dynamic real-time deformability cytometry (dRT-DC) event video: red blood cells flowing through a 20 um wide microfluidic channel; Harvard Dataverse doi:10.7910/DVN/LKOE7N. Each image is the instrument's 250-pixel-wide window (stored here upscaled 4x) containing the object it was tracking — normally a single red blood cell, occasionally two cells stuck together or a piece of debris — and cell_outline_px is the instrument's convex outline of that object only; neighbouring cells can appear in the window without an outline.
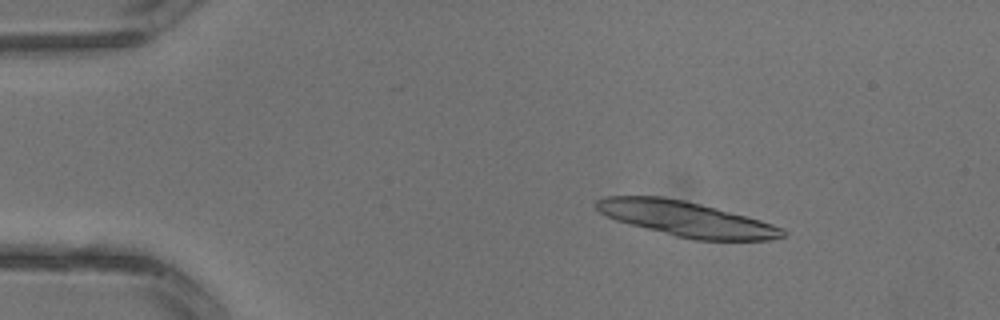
{"species": "common noctule bat (a hibernating species)", "species_latin": "Nyctalus noctula", "temperature_condition": "warm", "stored_images_in_passage": 3, "camera_frame_rate_fps": 3000, "um_per_image_px": 0.085, "animal": {"sex": "male", "body_mass_g": 13.3}, "frame": {"image": 1, "passage_image": 2, "time_ms": 0.333, "image_size_px": [1000, 320], "cell_outline_px": [[788, 232], [784, 236], [768, 240], [692, 240], [628, 224], [616, 220], [600, 212], [596, 208], [596, 200], [604, 196], [660, 196], [684, 200], [748, 216], [784, 228]], "centroid_in_image_um": [58.35, 18.61], "position_along_channel_um": 26.7, "area_um2": 37.97}}